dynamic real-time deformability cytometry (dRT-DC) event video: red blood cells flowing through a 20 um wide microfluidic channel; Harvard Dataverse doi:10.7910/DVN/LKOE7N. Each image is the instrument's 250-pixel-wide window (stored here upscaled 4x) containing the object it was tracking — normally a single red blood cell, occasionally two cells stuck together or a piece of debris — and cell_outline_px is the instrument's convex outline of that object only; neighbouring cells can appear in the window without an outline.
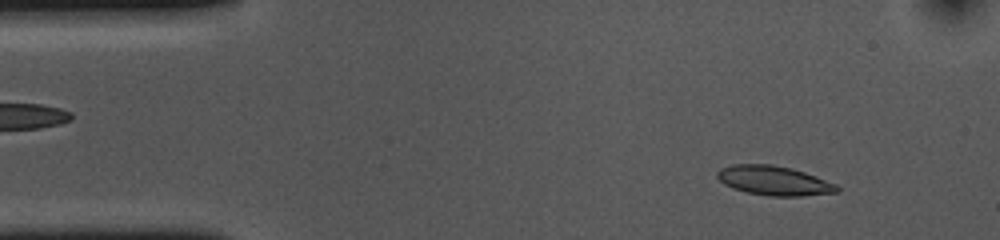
{"species": "common noctule bat (a hibernating species)", "species_latin": "Nyctalus noctula", "temperature_condition": "cold", "stored_images_in_passage": 53, "camera_frame_rate_fps": 3000, "um_per_image_px": 0.085, "animal": {"sex": "female", "body_mass_g": 10.0, "forearm_length_mm": 53.1}, "frame": {"image": 1, "passage_image": 5, "time_ms": 1.333, "image_size_px": [1000, 240], "cell_outline_px": [[840, 192], [804, 196], [768, 196], [748, 192], [732, 188], [724, 184], [716, 176], [716, 172], [720, 168], [732, 164], [772, 164], [792, 168], [816, 176], [836, 184], [840, 188]], "centroid_in_image_um": [65.8, 15.35], "position_along_channel_um": 19.2, "area_um2": 20.69}}
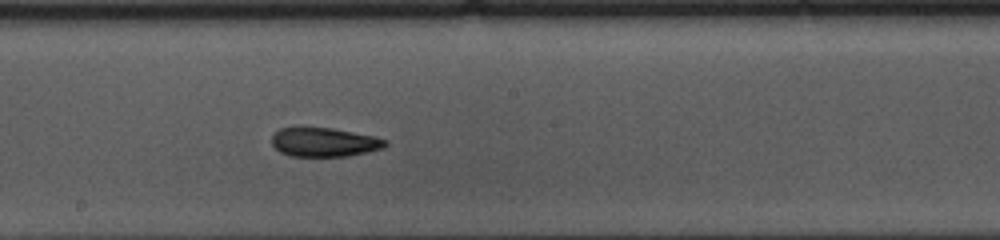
{"frame": {"image": 2, "passage_image": 27, "time_ms": 8.667, "image_size_px": [1000, 240], "cell_outline_px": [[388, 144], [384, 148], [368, 152], [348, 156], [292, 156], [280, 152], [272, 144], [272, 136], [280, 128], [300, 124], [332, 128], [376, 136], [388, 140]], "centroid_in_image_um": [27.55, 12.04], "position_along_channel_um": 220.6, "area_um2": 19.94}}
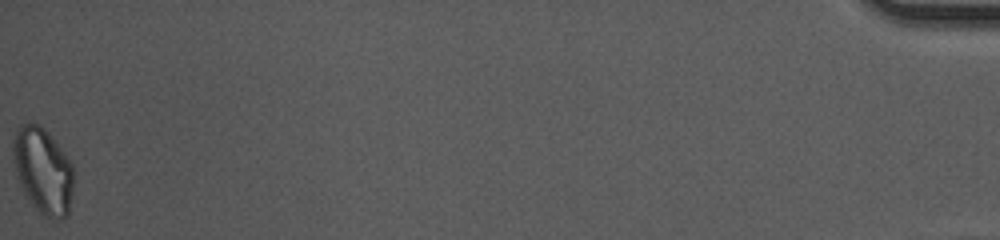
{"frame": {"image": 3, "passage_image": 53, "time_ms": 17.333, "image_size_px": [1000, 240], "cell_outline_px": [[72, 196], [68, 216], [64, 220], [48, 220], [36, 208], [24, 192], [16, 176], [12, 152], [12, 140], [16, 128], [20, 124], [28, 120], [44, 128], [48, 132], [64, 152], [72, 164]], "centroid_in_image_um": [3.64, 14.5], "position_along_channel_um": 431.6, "area_um2": 30.75}, "authors_computed_cell_mechanics": {"area_um2": 20.519, "velocity_mm_per_s": 3.6557, "shape_relaxation_time_tau1_ms": 4.5698, "shape_relaxation_time_tau2_ms": 2.679, "deformation_change_tau1": 0.1378, "deformation_change_tau2": 0.0955}}